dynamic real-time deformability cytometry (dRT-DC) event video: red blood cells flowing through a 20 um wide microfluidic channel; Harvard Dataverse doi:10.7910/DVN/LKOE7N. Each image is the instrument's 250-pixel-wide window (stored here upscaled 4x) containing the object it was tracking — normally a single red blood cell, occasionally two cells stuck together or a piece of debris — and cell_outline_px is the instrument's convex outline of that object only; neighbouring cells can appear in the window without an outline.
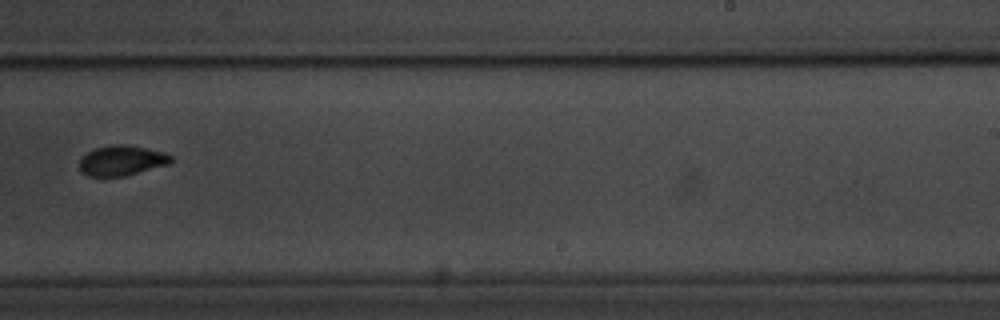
{"species": "common noctule bat (a hibernating species)", "species_latin": "Nyctalus noctula", "temperature_condition": "room temperature", "stored_images_in_passage": 14, "camera_frame_rate_fps": 3000, "um_per_image_px": 0.085, "animal": {"sex": "male", "body_mass_g": 20.1, "forearm_length_mm": 53.5}, "frame": {"image": 1, "passage_image": 8, "time_ms": 9.0, "image_size_px": [1000, 320], "cell_outline_px": [[172, 164], [124, 176], [88, 176], [80, 172], [80, 160], [88, 152], [96, 148], [112, 144], [128, 144], [164, 152], [172, 156]], "centroid_in_image_um": [10.39, 13.64], "position_along_channel_um": 278.6, "area_um2": 16.18}}
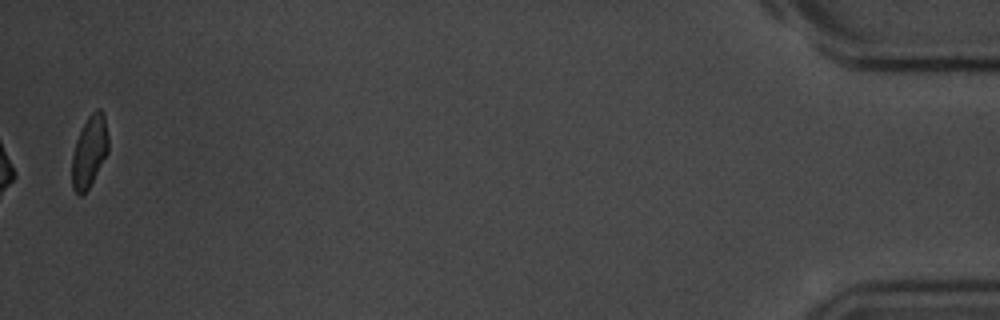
{"frame": {"image": 2, "passage_image": 14, "time_ms": 15.667, "image_size_px": [1000, 320], "cell_outline_px": [[108, 152], [88, 188], [80, 196], [72, 188], [72, 156], [76, 140], [88, 116], [96, 108], [100, 108], [104, 112], [108, 136]], "centroid_in_image_um": [7.6, 12.83], "position_along_channel_um": 427.6, "area_um2": 15.03}, "authors_computed_cell_mechanics": {"area_um2": 19.4208, "velocity_mm_per_s": 3.5905, "shape_relaxation_time_tau1_ms": 2.6977, "shape_relaxation_time_tau2_ms": null, "deformation_change_tau1": 0.1719, "deformation_change_tau2": null}}